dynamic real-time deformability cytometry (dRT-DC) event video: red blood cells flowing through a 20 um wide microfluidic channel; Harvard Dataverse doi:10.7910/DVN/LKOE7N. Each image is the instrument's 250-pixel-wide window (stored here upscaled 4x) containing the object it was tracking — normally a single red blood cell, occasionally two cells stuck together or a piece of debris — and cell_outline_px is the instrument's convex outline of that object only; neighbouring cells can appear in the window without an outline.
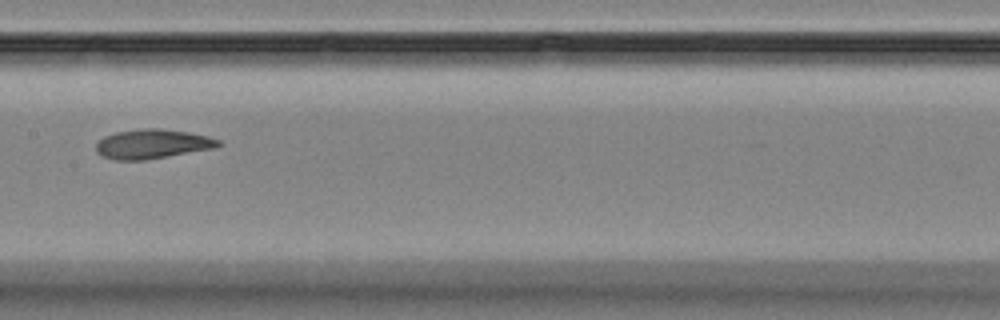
{"species": "Egyptian fruit bat (a non-hibernating species)", "species_latin": "Rousettus aegyptiacus", "temperature_condition": "room temperature", "stored_images_in_passage": 6, "camera_frame_rate_fps": 3000, "um_per_image_px": 0.085, "animal": {"sex": "female"}, "frame": {"image": 1, "passage_image": 4, "time_ms": 3.667, "image_size_px": [1000, 320], "cell_outline_px": [[220, 144], [216, 148], [148, 160], [116, 160], [100, 156], [96, 152], [96, 144], [104, 136], [116, 132], [144, 128], [160, 128], [188, 132], [208, 136], [220, 140]], "centroid_in_image_um": [12.95, 12.25], "position_along_channel_um": 194.5, "area_um2": 21.15}}
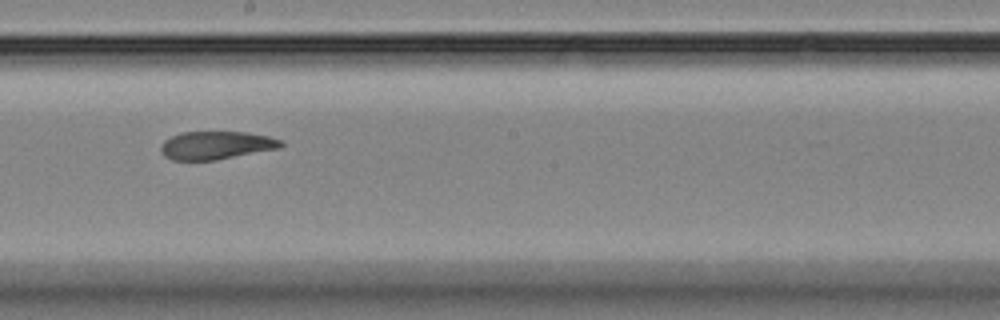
{"frame": {"image": 2, "passage_image": 5, "time_ms": 4.667, "image_size_px": [1000, 320], "cell_outline_px": [[284, 144], [280, 148], [216, 160], [172, 160], [164, 156], [160, 148], [160, 144], [164, 140], [180, 132], [244, 132], [268, 136], [284, 140]], "centroid_in_image_um": [18.37, 12.35], "position_along_channel_um": 229.8, "area_um2": 19.77}}
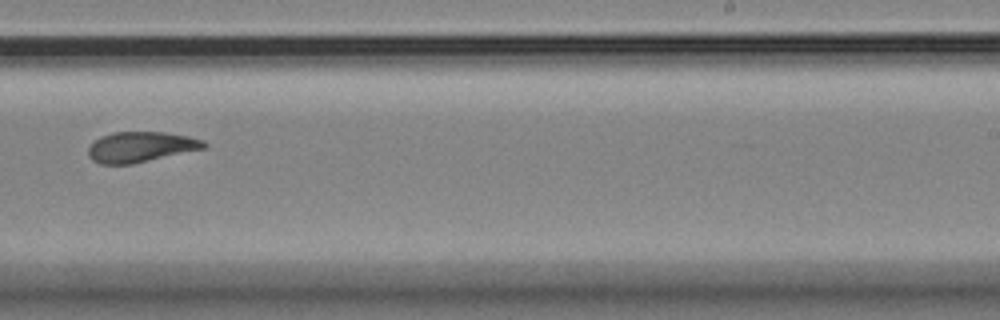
{"frame": {"image": 3, "passage_image": 6, "time_ms": 6.0, "image_size_px": [1000, 320], "cell_outline_px": [[208, 144], [204, 148], [132, 164], [100, 164], [92, 160], [88, 156], [88, 148], [100, 136], [112, 132], [164, 132], [188, 136], [204, 140]], "centroid_in_image_um": [11.94, 12.48], "position_along_channel_um": 277.1, "area_um2": 20.4}}